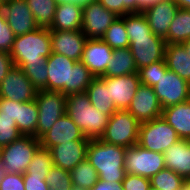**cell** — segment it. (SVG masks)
I'll return each mask as SVG.
<instances>
[{"mask_svg": "<svg viewBox=\"0 0 190 190\" xmlns=\"http://www.w3.org/2000/svg\"><path fill=\"white\" fill-rule=\"evenodd\" d=\"M47 91L64 95L86 92L95 76L81 62L52 52L46 60Z\"/></svg>", "mask_w": 190, "mask_h": 190, "instance_id": "1", "label": "cell"}, {"mask_svg": "<svg viewBox=\"0 0 190 190\" xmlns=\"http://www.w3.org/2000/svg\"><path fill=\"white\" fill-rule=\"evenodd\" d=\"M126 149L100 139H90L86 160L96 169L99 180L122 183L126 175L124 168Z\"/></svg>", "mask_w": 190, "mask_h": 190, "instance_id": "2", "label": "cell"}, {"mask_svg": "<svg viewBox=\"0 0 190 190\" xmlns=\"http://www.w3.org/2000/svg\"><path fill=\"white\" fill-rule=\"evenodd\" d=\"M66 114L88 139H100L110 118L92 106L86 92L66 96Z\"/></svg>", "mask_w": 190, "mask_h": 190, "instance_id": "3", "label": "cell"}, {"mask_svg": "<svg viewBox=\"0 0 190 190\" xmlns=\"http://www.w3.org/2000/svg\"><path fill=\"white\" fill-rule=\"evenodd\" d=\"M9 53L14 66L35 62L46 63L52 53L49 28L39 27L32 32L15 36Z\"/></svg>", "mask_w": 190, "mask_h": 190, "instance_id": "4", "label": "cell"}, {"mask_svg": "<svg viewBox=\"0 0 190 190\" xmlns=\"http://www.w3.org/2000/svg\"><path fill=\"white\" fill-rule=\"evenodd\" d=\"M40 147V139L31 135H21L15 141L2 147L0 165L3 172L25 173L34 154Z\"/></svg>", "mask_w": 190, "mask_h": 190, "instance_id": "5", "label": "cell"}, {"mask_svg": "<svg viewBox=\"0 0 190 190\" xmlns=\"http://www.w3.org/2000/svg\"><path fill=\"white\" fill-rule=\"evenodd\" d=\"M139 126L140 123L127 110H116L100 140L125 148L132 147L138 143Z\"/></svg>", "mask_w": 190, "mask_h": 190, "instance_id": "6", "label": "cell"}, {"mask_svg": "<svg viewBox=\"0 0 190 190\" xmlns=\"http://www.w3.org/2000/svg\"><path fill=\"white\" fill-rule=\"evenodd\" d=\"M179 140L174 128L162 116L140 123L137 144L146 150L164 153Z\"/></svg>", "mask_w": 190, "mask_h": 190, "instance_id": "7", "label": "cell"}, {"mask_svg": "<svg viewBox=\"0 0 190 190\" xmlns=\"http://www.w3.org/2000/svg\"><path fill=\"white\" fill-rule=\"evenodd\" d=\"M35 102L39 114L37 139H40L59 118L66 114V95L61 92L38 90Z\"/></svg>", "mask_w": 190, "mask_h": 190, "instance_id": "8", "label": "cell"}, {"mask_svg": "<svg viewBox=\"0 0 190 190\" xmlns=\"http://www.w3.org/2000/svg\"><path fill=\"white\" fill-rule=\"evenodd\" d=\"M124 168L126 174L150 179L166 168L164 154L146 150L136 144L126 149Z\"/></svg>", "mask_w": 190, "mask_h": 190, "instance_id": "9", "label": "cell"}, {"mask_svg": "<svg viewBox=\"0 0 190 190\" xmlns=\"http://www.w3.org/2000/svg\"><path fill=\"white\" fill-rule=\"evenodd\" d=\"M153 89L163 109L190 99V83L170 70L161 74Z\"/></svg>", "mask_w": 190, "mask_h": 190, "instance_id": "10", "label": "cell"}, {"mask_svg": "<svg viewBox=\"0 0 190 190\" xmlns=\"http://www.w3.org/2000/svg\"><path fill=\"white\" fill-rule=\"evenodd\" d=\"M137 69L165 61V40L155 35L128 36Z\"/></svg>", "mask_w": 190, "mask_h": 190, "instance_id": "11", "label": "cell"}, {"mask_svg": "<svg viewBox=\"0 0 190 190\" xmlns=\"http://www.w3.org/2000/svg\"><path fill=\"white\" fill-rule=\"evenodd\" d=\"M118 16L98 0L83 6L82 32L87 39H101Z\"/></svg>", "mask_w": 190, "mask_h": 190, "instance_id": "12", "label": "cell"}, {"mask_svg": "<svg viewBox=\"0 0 190 190\" xmlns=\"http://www.w3.org/2000/svg\"><path fill=\"white\" fill-rule=\"evenodd\" d=\"M37 91L25 72L18 66H13L0 83V98L14 102H30L35 99Z\"/></svg>", "mask_w": 190, "mask_h": 190, "instance_id": "13", "label": "cell"}, {"mask_svg": "<svg viewBox=\"0 0 190 190\" xmlns=\"http://www.w3.org/2000/svg\"><path fill=\"white\" fill-rule=\"evenodd\" d=\"M127 111L142 123L161 117L163 108L153 87L141 83Z\"/></svg>", "mask_w": 190, "mask_h": 190, "instance_id": "14", "label": "cell"}, {"mask_svg": "<svg viewBox=\"0 0 190 190\" xmlns=\"http://www.w3.org/2000/svg\"><path fill=\"white\" fill-rule=\"evenodd\" d=\"M107 86L110 100L117 110H127L141 84L139 74H128L119 77H100Z\"/></svg>", "mask_w": 190, "mask_h": 190, "instance_id": "15", "label": "cell"}, {"mask_svg": "<svg viewBox=\"0 0 190 190\" xmlns=\"http://www.w3.org/2000/svg\"><path fill=\"white\" fill-rule=\"evenodd\" d=\"M2 11L15 36L39 28L26 0H8L2 4Z\"/></svg>", "mask_w": 190, "mask_h": 190, "instance_id": "16", "label": "cell"}, {"mask_svg": "<svg viewBox=\"0 0 190 190\" xmlns=\"http://www.w3.org/2000/svg\"><path fill=\"white\" fill-rule=\"evenodd\" d=\"M71 141H90L80 128L65 114L40 138L41 148H50Z\"/></svg>", "mask_w": 190, "mask_h": 190, "instance_id": "17", "label": "cell"}, {"mask_svg": "<svg viewBox=\"0 0 190 190\" xmlns=\"http://www.w3.org/2000/svg\"><path fill=\"white\" fill-rule=\"evenodd\" d=\"M51 51L67 56L74 61H81L87 37L82 30L50 31Z\"/></svg>", "mask_w": 190, "mask_h": 190, "instance_id": "18", "label": "cell"}, {"mask_svg": "<svg viewBox=\"0 0 190 190\" xmlns=\"http://www.w3.org/2000/svg\"><path fill=\"white\" fill-rule=\"evenodd\" d=\"M179 7L173 0H164L142 11L146 17L151 32L162 39H166L172 20Z\"/></svg>", "mask_w": 190, "mask_h": 190, "instance_id": "19", "label": "cell"}, {"mask_svg": "<svg viewBox=\"0 0 190 190\" xmlns=\"http://www.w3.org/2000/svg\"><path fill=\"white\" fill-rule=\"evenodd\" d=\"M113 49L102 39H87L81 62L95 77H101L112 58Z\"/></svg>", "mask_w": 190, "mask_h": 190, "instance_id": "20", "label": "cell"}, {"mask_svg": "<svg viewBox=\"0 0 190 190\" xmlns=\"http://www.w3.org/2000/svg\"><path fill=\"white\" fill-rule=\"evenodd\" d=\"M88 145L89 141H71L50 148L53 165L71 172L86 160Z\"/></svg>", "mask_w": 190, "mask_h": 190, "instance_id": "21", "label": "cell"}, {"mask_svg": "<svg viewBox=\"0 0 190 190\" xmlns=\"http://www.w3.org/2000/svg\"><path fill=\"white\" fill-rule=\"evenodd\" d=\"M83 20V6L74 2H58L54 21L50 31L81 30Z\"/></svg>", "mask_w": 190, "mask_h": 190, "instance_id": "22", "label": "cell"}, {"mask_svg": "<svg viewBox=\"0 0 190 190\" xmlns=\"http://www.w3.org/2000/svg\"><path fill=\"white\" fill-rule=\"evenodd\" d=\"M165 166L185 180L190 179V140L180 139L164 153Z\"/></svg>", "mask_w": 190, "mask_h": 190, "instance_id": "23", "label": "cell"}, {"mask_svg": "<svg viewBox=\"0 0 190 190\" xmlns=\"http://www.w3.org/2000/svg\"><path fill=\"white\" fill-rule=\"evenodd\" d=\"M162 118L174 128L180 139L190 140V99L164 108Z\"/></svg>", "mask_w": 190, "mask_h": 190, "instance_id": "24", "label": "cell"}, {"mask_svg": "<svg viewBox=\"0 0 190 190\" xmlns=\"http://www.w3.org/2000/svg\"><path fill=\"white\" fill-rule=\"evenodd\" d=\"M164 59L168 70L190 83V56L182 44H166Z\"/></svg>", "mask_w": 190, "mask_h": 190, "instance_id": "25", "label": "cell"}, {"mask_svg": "<svg viewBox=\"0 0 190 190\" xmlns=\"http://www.w3.org/2000/svg\"><path fill=\"white\" fill-rule=\"evenodd\" d=\"M138 69L130 48L113 49L112 58L101 77H119L137 73Z\"/></svg>", "mask_w": 190, "mask_h": 190, "instance_id": "26", "label": "cell"}, {"mask_svg": "<svg viewBox=\"0 0 190 190\" xmlns=\"http://www.w3.org/2000/svg\"><path fill=\"white\" fill-rule=\"evenodd\" d=\"M86 93L93 107L109 115L110 117L117 110L110 100L109 90L106 83L100 78L95 77L86 89Z\"/></svg>", "mask_w": 190, "mask_h": 190, "instance_id": "27", "label": "cell"}, {"mask_svg": "<svg viewBox=\"0 0 190 190\" xmlns=\"http://www.w3.org/2000/svg\"><path fill=\"white\" fill-rule=\"evenodd\" d=\"M190 40V10L179 8L171 22L166 44H181Z\"/></svg>", "mask_w": 190, "mask_h": 190, "instance_id": "28", "label": "cell"}, {"mask_svg": "<svg viewBox=\"0 0 190 190\" xmlns=\"http://www.w3.org/2000/svg\"><path fill=\"white\" fill-rule=\"evenodd\" d=\"M38 106L35 99L30 102H20L18 113V130L22 135L37 138Z\"/></svg>", "mask_w": 190, "mask_h": 190, "instance_id": "29", "label": "cell"}, {"mask_svg": "<svg viewBox=\"0 0 190 190\" xmlns=\"http://www.w3.org/2000/svg\"><path fill=\"white\" fill-rule=\"evenodd\" d=\"M36 24L42 28H50L55 17L57 0H26Z\"/></svg>", "mask_w": 190, "mask_h": 190, "instance_id": "30", "label": "cell"}, {"mask_svg": "<svg viewBox=\"0 0 190 190\" xmlns=\"http://www.w3.org/2000/svg\"><path fill=\"white\" fill-rule=\"evenodd\" d=\"M71 182L79 188L91 190L99 181L96 169L87 160L80 162L71 172Z\"/></svg>", "mask_w": 190, "mask_h": 190, "instance_id": "31", "label": "cell"}, {"mask_svg": "<svg viewBox=\"0 0 190 190\" xmlns=\"http://www.w3.org/2000/svg\"><path fill=\"white\" fill-rule=\"evenodd\" d=\"M101 39L112 49L129 48L130 41L125 28L124 19L118 16Z\"/></svg>", "mask_w": 190, "mask_h": 190, "instance_id": "32", "label": "cell"}, {"mask_svg": "<svg viewBox=\"0 0 190 190\" xmlns=\"http://www.w3.org/2000/svg\"><path fill=\"white\" fill-rule=\"evenodd\" d=\"M185 182L183 177L167 168L150 178L151 188L155 190H180Z\"/></svg>", "mask_w": 190, "mask_h": 190, "instance_id": "33", "label": "cell"}, {"mask_svg": "<svg viewBox=\"0 0 190 190\" xmlns=\"http://www.w3.org/2000/svg\"><path fill=\"white\" fill-rule=\"evenodd\" d=\"M52 166L53 161L50 151L40 147L29 163L26 173L30 176L42 177V180H45Z\"/></svg>", "mask_w": 190, "mask_h": 190, "instance_id": "34", "label": "cell"}, {"mask_svg": "<svg viewBox=\"0 0 190 190\" xmlns=\"http://www.w3.org/2000/svg\"><path fill=\"white\" fill-rule=\"evenodd\" d=\"M20 67L37 90L47 91L48 71L46 63L19 64Z\"/></svg>", "mask_w": 190, "mask_h": 190, "instance_id": "35", "label": "cell"}, {"mask_svg": "<svg viewBox=\"0 0 190 190\" xmlns=\"http://www.w3.org/2000/svg\"><path fill=\"white\" fill-rule=\"evenodd\" d=\"M121 17L124 19L128 36L154 35L142 12L129 13Z\"/></svg>", "mask_w": 190, "mask_h": 190, "instance_id": "36", "label": "cell"}, {"mask_svg": "<svg viewBox=\"0 0 190 190\" xmlns=\"http://www.w3.org/2000/svg\"><path fill=\"white\" fill-rule=\"evenodd\" d=\"M45 182L49 190H70L73 186L70 172L55 165L50 168Z\"/></svg>", "mask_w": 190, "mask_h": 190, "instance_id": "37", "label": "cell"}, {"mask_svg": "<svg viewBox=\"0 0 190 190\" xmlns=\"http://www.w3.org/2000/svg\"><path fill=\"white\" fill-rule=\"evenodd\" d=\"M168 70L165 61H158L138 70L139 79L142 84L154 87L158 83L161 74Z\"/></svg>", "mask_w": 190, "mask_h": 190, "instance_id": "38", "label": "cell"}, {"mask_svg": "<svg viewBox=\"0 0 190 190\" xmlns=\"http://www.w3.org/2000/svg\"><path fill=\"white\" fill-rule=\"evenodd\" d=\"M22 134L19 132L16 122L11 118L0 117V147H4L18 139Z\"/></svg>", "mask_w": 190, "mask_h": 190, "instance_id": "39", "label": "cell"}, {"mask_svg": "<svg viewBox=\"0 0 190 190\" xmlns=\"http://www.w3.org/2000/svg\"><path fill=\"white\" fill-rule=\"evenodd\" d=\"M106 9L114 12L117 16L129 13H137L136 0H98Z\"/></svg>", "mask_w": 190, "mask_h": 190, "instance_id": "40", "label": "cell"}, {"mask_svg": "<svg viewBox=\"0 0 190 190\" xmlns=\"http://www.w3.org/2000/svg\"><path fill=\"white\" fill-rule=\"evenodd\" d=\"M15 40V35L9 27L3 11L0 12V52L11 51L12 45Z\"/></svg>", "mask_w": 190, "mask_h": 190, "instance_id": "41", "label": "cell"}, {"mask_svg": "<svg viewBox=\"0 0 190 190\" xmlns=\"http://www.w3.org/2000/svg\"><path fill=\"white\" fill-rule=\"evenodd\" d=\"M123 189L124 190H150L151 183L150 179L133 175V174H126L123 181H122Z\"/></svg>", "mask_w": 190, "mask_h": 190, "instance_id": "42", "label": "cell"}, {"mask_svg": "<svg viewBox=\"0 0 190 190\" xmlns=\"http://www.w3.org/2000/svg\"><path fill=\"white\" fill-rule=\"evenodd\" d=\"M0 190H25L23 174L4 173Z\"/></svg>", "mask_w": 190, "mask_h": 190, "instance_id": "43", "label": "cell"}, {"mask_svg": "<svg viewBox=\"0 0 190 190\" xmlns=\"http://www.w3.org/2000/svg\"><path fill=\"white\" fill-rule=\"evenodd\" d=\"M19 107V101L14 102L6 98H0V117L11 118L16 122L18 128Z\"/></svg>", "mask_w": 190, "mask_h": 190, "instance_id": "44", "label": "cell"}, {"mask_svg": "<svg viewBox=\"0 0 190 190\" xmlns=\"http://www.w3.org/2000/svg\"><path fill=\"white\" fill-rule=\"evenodd\" d=\"M25 190H49L48 184L42 177L30 176L26 172L23 173Z\"/></svg>", "mask_w": 190, "mask_h": 190, "instance_id": "45", "label": "cell"}, {"mask_svg": "<svg viewBox=\"0 0 190 190\" xmlns=\"http://www.w3.org/2000/svg\"><path fill=\"white\" fill-rule=\"evenodd\" d=\"M13 66L14 62L10 53L0 52V83Z\"/></svg>", "mask_w": 190, "mask_h": 190, "instance_id": "46", "label": "cell"}, {"mask_svg": "<svg viewBox=\"0 0 190 190\" xmlns=\"http://www.w3.org/2000/svg\"><path fill=\"white\" fill-rule=\"evenodd\" d=\"M91 190H124L122 183H111L99 180Z\"/></svg>", "mask_w": 190, "mask_h": 190, "instance_id": "47", "label": "cell"}, {"mask_svg": "<svg viewBox=\"0 0 190 190\" xmlns=\"http://www.w3.org/2000/svg\"><path fill=\"white\" fill-rule=\"evenodd\" d=\"M164 0H136L137 2V13L142 12L144 9L155 5L159 2H162Z\"/></svg>", "mask_w": 190, "mask_h": 190, "instance_id": "48", "label": "cell"}, {"mask_svg": "<svg viewBox=\"0 0 190 190\" xmlns=\"http://www.w3.org/2000/svg\"><path fill=\"white\" fill-rule=\"evenodd\" d=\"M181 9L190 10V0H173Z\"/></svg>", "mask_w": 190, "mask_h": 190, "instance_id": "49", "label": "cell"}, {"mask_svg": "<svg viewBox=\"0 0 190 190\" xmlns=\"http://www.w3.org/2000/svg\"><path fill=\"white\" fill-rule=\"evenodd\" d=\"M57 1L58 2H74V3H77L79 5L84 6V5H87V4L91 3V2H94L96 0H57Z\"/></svg>", "mask_w": 190, "mask_h": 190, "instance_id": "50", "label": "cell"}, {"mask_svg": "<svg viewBox=\"0 0 190 190\" xmlns=\"http://www.w3.org/2000/svg\"><path fill=\"white\" fill-rule=\"evenodd\" d=\"M181 44L185 47V50L187 51L188 55L190 56V40L183 42Z\"/></svg>", "mask_w": 190, "mask_h": 190, "instance_id": "51", "label": "cell"}, {"mask_svg": "<svg viewBox=\"0 0 190 190\" xmlns=\"http://www.w3.org/2000/svg\"><path fill=\"white\" fill-rule=\"evenodd\" d=\"M180 190H190V182L186 180V182L183 184V187Z\"/></svg>", "mask_w": 190, "mask_h": 190, "instance_id": "52", "label": "cell"}, {"mask_svg": "<svg viewBox=\"0 0 190 190\" xmlns=\"http://www.w3.org/2000/svg\"><path fill=\"white\" fill-rule=\"evenodd\" d=\"M70 190H87V189L79 188L78 186L73 185Z\"/></svg>", "mask_w": 190, "mask_h": 190, "instance_id": "53", "label": "cell"}, {"mask_svg": "<svg viewBox=\"0 0 190 190\" xmlns=\"http://www.w3.org/2000/svg\"><path fill=\"white\" fill-rule=\"evenodd\" d=\"M3 174H4V172H3L2 167H1V165H0V182H1V179H2Z\"/></svg>", "mask_w": 190, "mask_h": 190, "instance_id": "54", "label": "cell"}, {"mask_svg": "<svg viewBox=\"0 0 190 190\" xmlns=\"http://www.w3.org/2000/svg\"><path fill=\"white\" fill-rule=\"evenodd\" d=\"M2 4H3V3L0 2V12L2 11Z\"/></svg>", "mask_w": 190, "mask_h": 190, "instance_id": "55", "label": "cell"}, {"mask_svg": "<svg viewBox=\"0 0 190 190\" xmlns=\"http://www.w3.org/2000/svg\"><path fill=\"white\" fill-rule=\"evenodd\" d=\"M8 0H0L1 3L7 2Z\"/></svg>", "mask_w": 190, "mask_h": 190, "instance_id": "56", "label": "cell"}]
</instances>
